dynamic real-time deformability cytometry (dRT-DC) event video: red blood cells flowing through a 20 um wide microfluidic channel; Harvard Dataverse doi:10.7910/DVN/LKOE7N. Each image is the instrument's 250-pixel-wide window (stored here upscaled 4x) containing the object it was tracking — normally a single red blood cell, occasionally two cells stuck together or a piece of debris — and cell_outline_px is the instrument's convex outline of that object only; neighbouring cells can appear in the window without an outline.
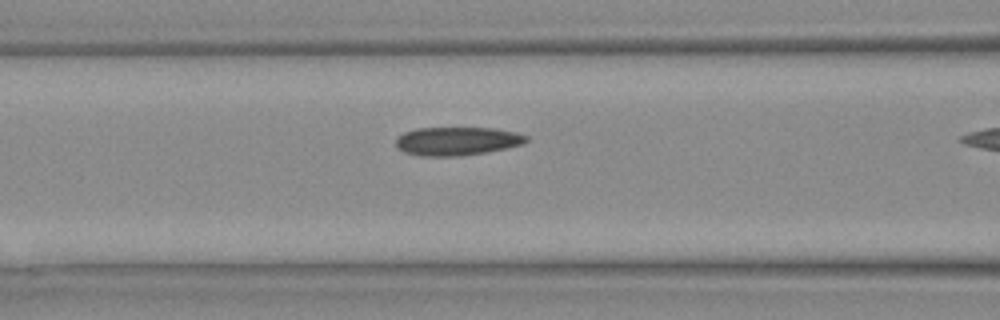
{"species": "Egyptian fruit bat (a non-hibernating species)", "species_latin": "Rousettus aegyptiacus", "temperature_condition": "warm", "stored_images_in_passage": 6, "camera_frame_rate_fps": 3000, "um_per_image_px": 0.085, "animal": {"sex": "female"}, "frame": {"image": 1, "passage_image": 5, "time_ms": 1.333, "image_size_px": [1000, 320], "cell_outline_px": [[528, 140], [524, 144], [508, 148], [488, 152], [460, 156], [420, 156], [404, 152], [396, 144], [396, 136], [404, 132], [416, 128], [492, 128], [516, 132], [528, 136]], "centroid_in_image_um": [38.87, 12.0], "position_along_channel_um": 127.7, "area_um2": 21.79}}